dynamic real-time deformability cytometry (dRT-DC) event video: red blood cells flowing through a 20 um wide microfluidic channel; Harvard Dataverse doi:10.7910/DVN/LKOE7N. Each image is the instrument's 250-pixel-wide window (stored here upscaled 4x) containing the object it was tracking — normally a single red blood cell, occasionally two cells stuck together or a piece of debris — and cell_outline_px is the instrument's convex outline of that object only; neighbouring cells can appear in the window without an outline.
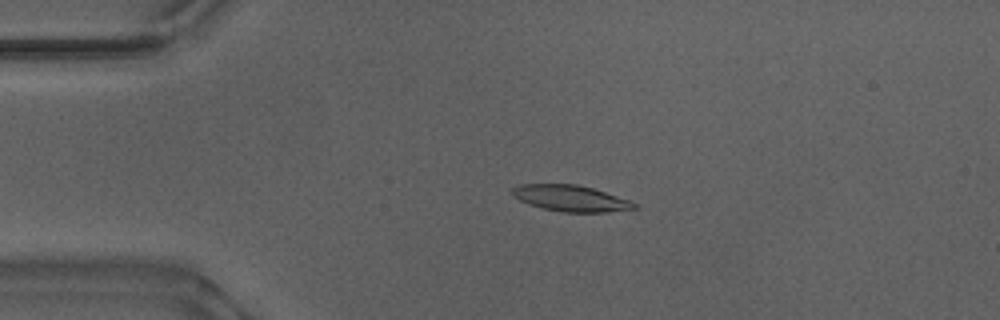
{"species": "Egyptian fruit bat (a non-hibernating species)", "species_latin": "Rousettus aegyptiacus", "temperature_condition": "warm", "stored_images_in_passage": 51, "camera_frame_rate_fps": 3000, "um_per_image_px": 0.085, "animal": {"sex": "male"}, "frame": {"image": 1, "passage_image": 10, "time_ms": 3.0, "image_size_px": [1000, 320], "cell_outline_px": [[640, 208], [604, 212], [560, 212], [528, 204], [512, 196], [512, 188], [520, 184], [576, 184], [592, 188], [628, 200], [636, 204]], "centroid_in_image_um": [48.48, 16.86], "position_along_channel_um": 36.5, "area_um2": 18.44}}
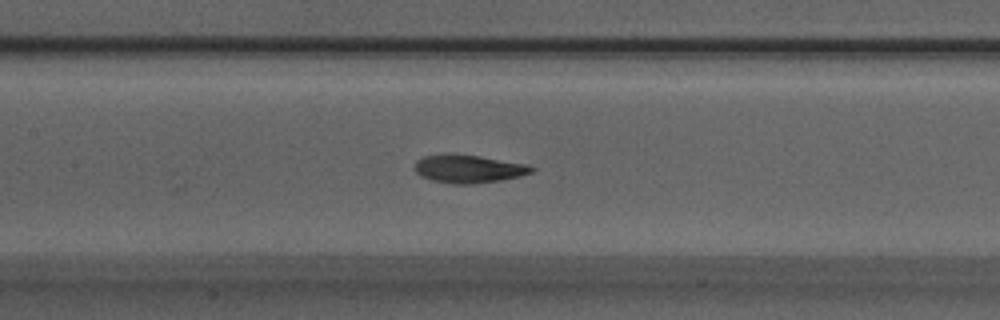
{"frame": {"image": 2, "passage_image": 23, "time_ms": 7.333, "image_size_px": [1000, 320], "cell_outline_px": [[536, 168], [532, 172], [520, 176], [500, 180], [472, 184], [452, 184], [432, 180], [420, 176], [416, 172], [416, 160], [424, 156], [480, 156], [528, 164]], "centroid_in_image_um": [39.89, 14.38], "position_along_channel_um": 167.5, "area_um2": 18.55}}
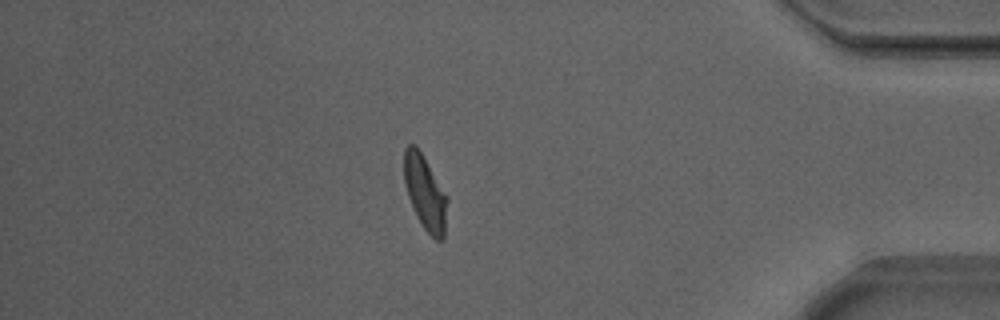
{"frame": {"image": 3, "passage_image": 44, "time_ms": 14.333, "image_size_px": [1000, 320], "cell_outline_px": [[448, 200], [444, 240], [436, 240], [424, 228], [408, 196], [404, 184], [404, 148], [408, 144], [412, 144], [420, 152], [448, 196]], "centroid_in_image_um": [36.15, 16.39], "position_along_channel_um": 399.0, "area_um2": 18.38}}